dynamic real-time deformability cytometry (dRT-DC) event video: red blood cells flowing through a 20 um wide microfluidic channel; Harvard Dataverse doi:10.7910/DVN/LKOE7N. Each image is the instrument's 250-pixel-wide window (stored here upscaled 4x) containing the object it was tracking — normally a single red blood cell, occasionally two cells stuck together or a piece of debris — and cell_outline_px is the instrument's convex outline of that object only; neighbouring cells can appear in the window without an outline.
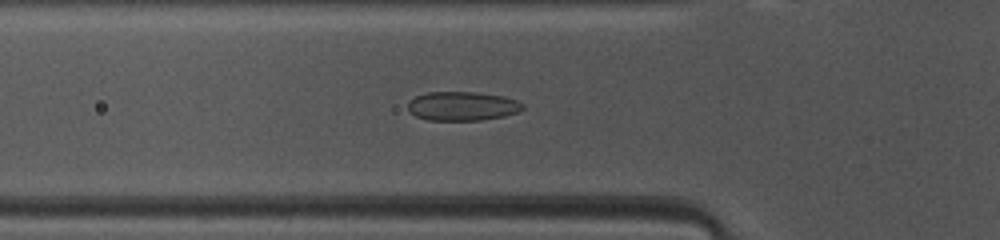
{"species": "common noctule bat (a hibernating species)", "species_latin": "Nyctalus noctula", "temperature_condition": "warm", "stored_images_in_passage": 46, "camera_frame_rate_fps": 3000, "um_per_image_px": 0.085, "animal": {"sex": "female", "body_mass_g": 10.0, "forearm_length_mm": 53.1}, "frame": {"image": 1, "passage_image": 13, "time_ms": 4.0, "image_size_px": [1000, 240], "cell_outline_px": [[524, 108], [516, 112], [504, 116], [480, 120], [428, 120], [416, 116], [408, 112], [408, 100], [416, 96], [428, 92], [476, 92], [504, 96], [516, 100], [524, 104]], "centroid_in_image_um": [39.27, 9.01], "position_along_channel_um": 86.5, "area_um2": 19.48}}
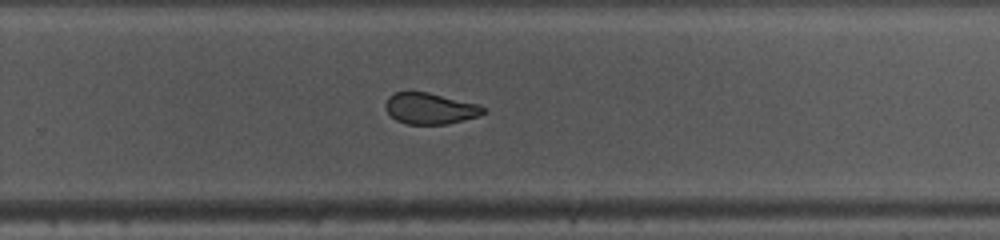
{"frame": {"image": 2, "passage_image": 28, "time_ms": 9.0, "image_size_px": [1000, 240], "cell_outline_px": [[484, 112], [480, 116], [448, 124], [408, 124], [396, 120], [388, 112], [384, 104], [388, 96], [396, 92], [428, 92], [480, 104], [484, 108]], "centroid_in_image_um": [36.57, 9.22], "position_along_channel_um": 293.2, "area_um2": 17.8}}
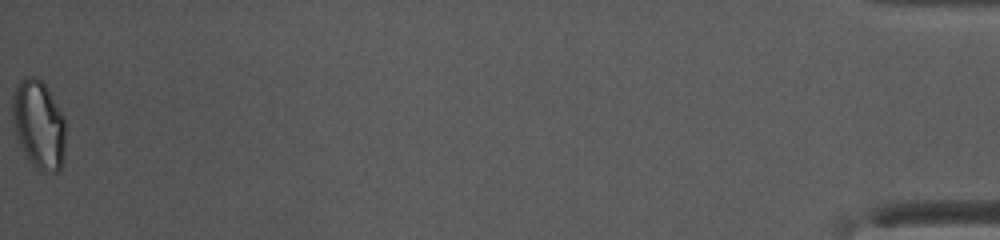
{"frame": {"image": 3, "passage_image": 46, "time_ms": 15.0, "image_size_px": [1000, 240], "cell_outline_px": [[64, 160], [60, 168], [56, 172], [40, 172], [24, 156], [16, 136], [12, 120], [12, 96], [16, 84], [24, 76], [36, 76], [44, 84], [64, 116]], "centroid_in_image_um": [3.26, 10.6], "position_along_channel_um": 431.9, "area_um2": 27.74}, "authors_computed_cell_mechanics": {"area_um2": 19.941, "velocity_mm_per_s": 4.123, "shape_relaxation_time_tau1_ms": 4.8112, "shape_relaxation_time_tau2_ms": 1.0543, "deformation_change_tau1": 0.1146, "deformation_change_tau2": 0.049}}